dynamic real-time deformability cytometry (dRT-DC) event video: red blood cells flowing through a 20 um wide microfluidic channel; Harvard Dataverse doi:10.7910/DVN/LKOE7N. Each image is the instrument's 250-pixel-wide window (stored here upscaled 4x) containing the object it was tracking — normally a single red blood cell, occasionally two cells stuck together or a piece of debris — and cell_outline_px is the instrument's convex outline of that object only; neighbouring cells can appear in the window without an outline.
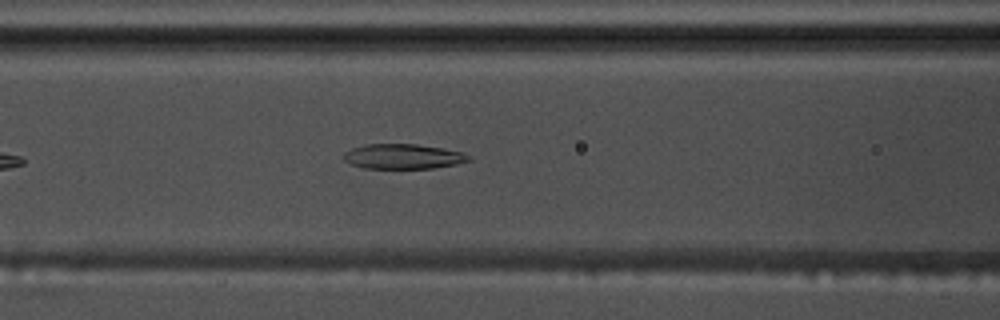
{"species": "common noctule bat (a hibernating species)", "species_latin": "Nyctalus noctula", "temperature_condition": "warm", "stored_images_in_passage": 20, "camera_frame_rate_fps": 3000, "um_per_image_px": 0.085, "animal": {"sex": "male", "body_mass_g": 17.5, "forearm_length_mm": 52.3}, "frame": {"image": 1, "passage_image": 6, "time_ms": 1.667, "image_size_px": [1000, 320], "cell_outline_px": [[472, 160], [456, 164], [432, 168], [364, 168], [352, 164], [344, 160], [340, 156], [344, 152], [352, 148], [368, 144], [416, 144], [440, 148], [460, 152], [472, 156]], "centroid_in_image_um": [34.24, 13.3], "position_along_channel_um": 132.4, "area_um2": 18.09}}
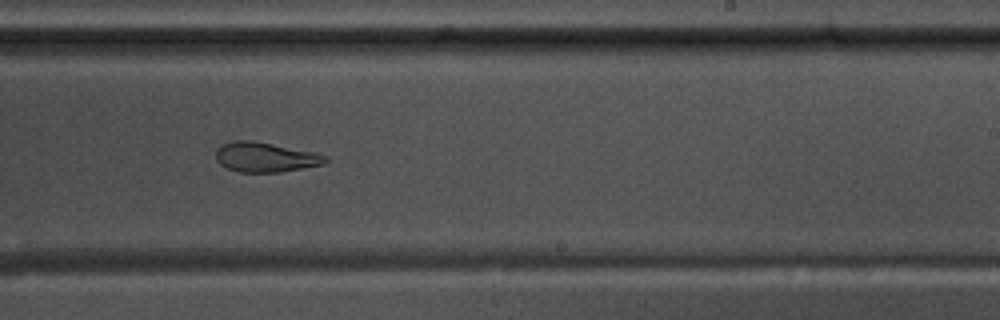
{"frame": {"image": 2, "passage_image": 17, "time_ms": 5.333, "image_size_px": [1000, 320], "cell_outline_px": [[328, 160], [324, 164], [280, 172], [240, 172], [228, 168], [220, 164], [216, 160], [216, 148], [220, 144], [236, 140], [252, 140], [312, 152], [328, 156]], "centroid_in_image_um": [22.52, 13.35], "position_along_channel_um": 266.5, "area_um2": 18.9}}